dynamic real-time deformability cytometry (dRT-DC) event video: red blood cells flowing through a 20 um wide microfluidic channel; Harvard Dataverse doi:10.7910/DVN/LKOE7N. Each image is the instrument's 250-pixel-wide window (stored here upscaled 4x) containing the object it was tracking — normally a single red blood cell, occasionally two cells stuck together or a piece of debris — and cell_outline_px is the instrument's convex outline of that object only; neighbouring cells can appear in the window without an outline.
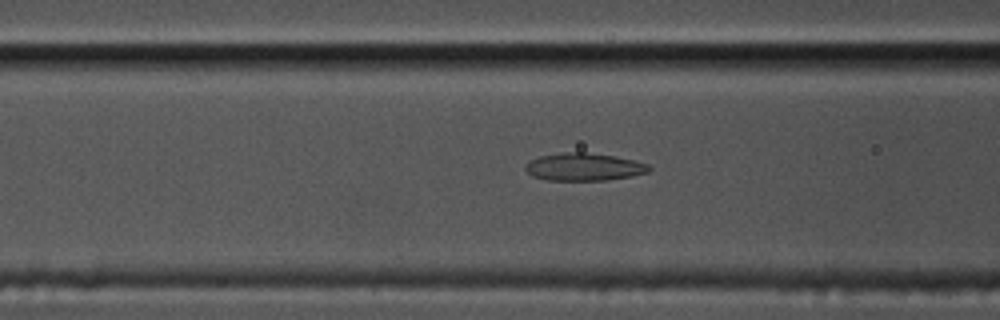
{"species": "common noctule bat (a hibernating species)", "species_latin": "Nyctalus noctula", "temperature_condition": "cold", "stored_images_in_passage": 58, "camera_frame_rate_fps": 3000, "um_per_image_px": 0.085, "animal": {"sex": "male", "body_mass_g": 17.5, "forearm_length_mm": 52.3}, "frame": {"image": 1, "passage_image": 23, "time_ms": 7.333, "image_size_px": [1000, 320], "cell_outline_px": [[652, 168], [648, 172], [632, 176], [608, 180], [548, 180], [532, 176], [524, 168], [524, 164], [540, 156], [564, 152], [584, 152], [616, 156], [648, 164]], "centroid_in_image_um": [49.64, 14.19], "position_along_channel_um": 117.0, "area_um2": 19.88}}
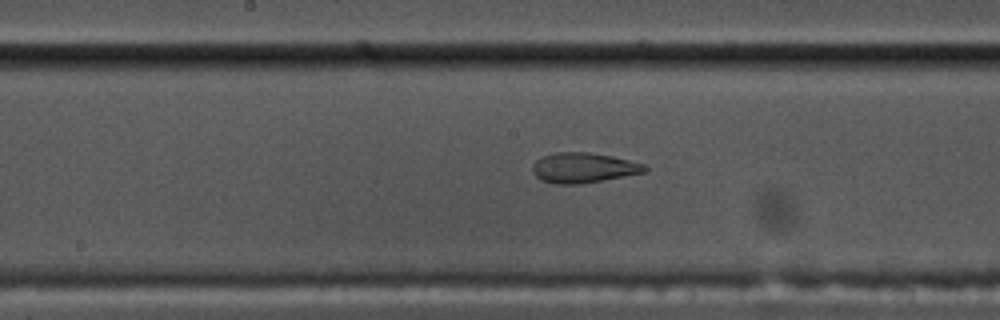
{"frame": {"image": 2, "passage_image": 30, "time_ms": 9.667, "image_size_px": [1000, 320], "cell_outline_px": [[648, 172], [604, 180], [580, 184], [556, 184], [540, 180], [532, 172], [532, 164], [540, 156], [556, 152], [592, 152], [612, 156], [644, 164], [648, 168]], "centroid_in_image_um": [49.58, 14.26], "position_along_channel_um": 198.6, "area_um2": 20.0}}
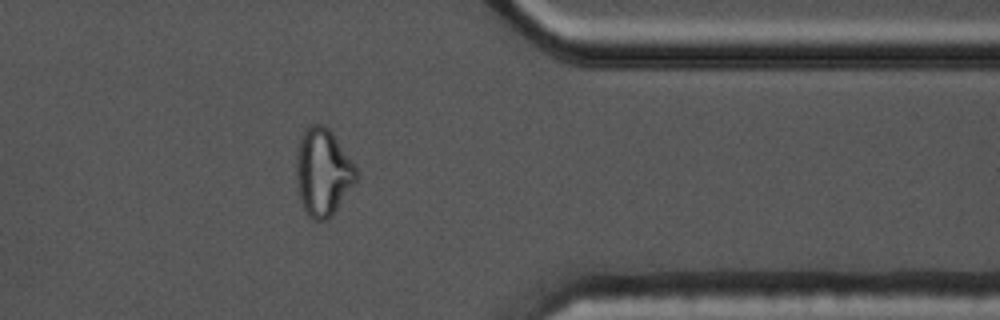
{"frame": {"image": 3, "passage_image": 47, "time_ms": 15.333, "image_size_px": [1000, 320], "cell_outline_px": [[360, 176], [332, 216], [328, 220], [312, 220], [308, 216], [300, 200], [296, 180], [296, 156], [300, 136], [308, 124], [324, 124], [332, 132], [356, 164]], "centroid_in_image_um": [27.47, 14.62], "position_along_channel_um": 383.9, "area_um2": 31.15}, "authors_computed_cell_mechanics": {"area_um2": 20.6057, "velocity_mm_per_s": 3.4974, "shape_relaxation_time_tau1_ms": null, "shape_relaxation_time_tau2_ms": 1.7038, "deformation_change_tau1": null, "deformation_change_tau2": 0.0972}}